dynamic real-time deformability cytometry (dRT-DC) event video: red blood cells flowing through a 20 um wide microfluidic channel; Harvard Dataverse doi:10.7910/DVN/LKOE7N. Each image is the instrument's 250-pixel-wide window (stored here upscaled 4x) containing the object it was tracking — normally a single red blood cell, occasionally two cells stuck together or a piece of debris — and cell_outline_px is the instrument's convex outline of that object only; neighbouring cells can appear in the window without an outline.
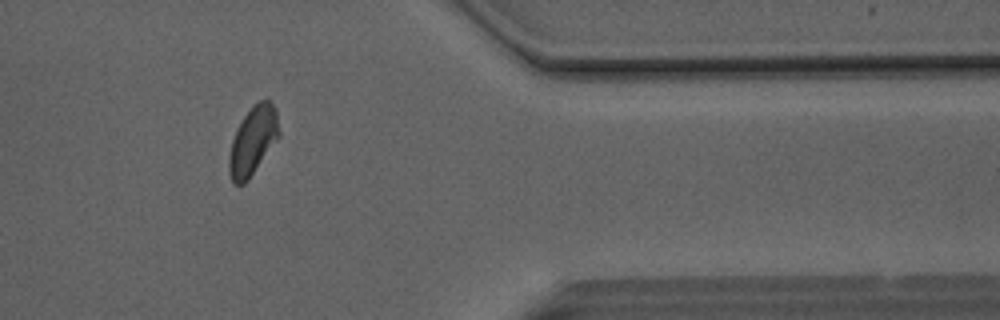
{"species": "Egyptian fruit bat (a non-hibernating species)", "species_latin": "Rousettus aegyptiacus", "temperature_condition": "room temperature", "stored_images_in_passage": 44, "camera_frame_rate_fps": 3000, "um_per_image_px": 0.085, "animal": {"sex": "male"}, "frame": {"image": 1, "passage_image": 35, "time_ms": 11.333, "image_size_px": [1000, 320], "cell_outline_px": [[280, 136], [248, 180], [244, 184], [232, 184], [228, 172], [228, 156], [232, 140], [236, 128], [252, 104], [260, 100], [268, 100], [276, 108], [280, 132]], "centroid_in_image_um": [21.48, 11.97], "position_along_channel_um": 389.9, "area_um2": 20.17}}
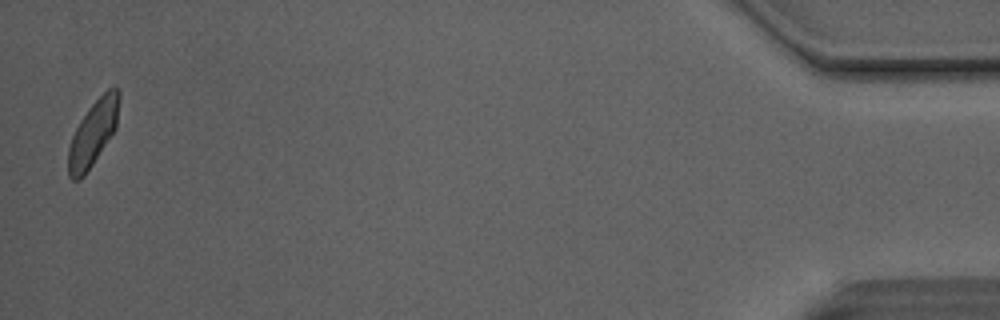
{"frame": {"image": 2, "passage_image": 43, "time_ms": 14.0, "image_size_px": [1000, 320], "cell_outline_px": [[120, 96], [116, 128], [84, 176], [80, 180], [72, 180], [68, 176], [68, 148], [72, 136], [80, 120], [88, 108], [108, 88], [116, 88], [120, 92]], "centroid_in_image_um": [7.9, 11.32], "position_along_channel_um": 427.3, "area_um2": 19.13}, "authors_computed_cell_mechanics": {"area_um2": 19.7965, "velocity_mm_per_s": 4.0936, "shape_relaxation_time_tau1_ms": 5.0989, "shape_relaxation_time_tau2_ms": 0.8291, "deformation_change_tau1": 0.1131, "deformation_change_tau2": 0.0395}}